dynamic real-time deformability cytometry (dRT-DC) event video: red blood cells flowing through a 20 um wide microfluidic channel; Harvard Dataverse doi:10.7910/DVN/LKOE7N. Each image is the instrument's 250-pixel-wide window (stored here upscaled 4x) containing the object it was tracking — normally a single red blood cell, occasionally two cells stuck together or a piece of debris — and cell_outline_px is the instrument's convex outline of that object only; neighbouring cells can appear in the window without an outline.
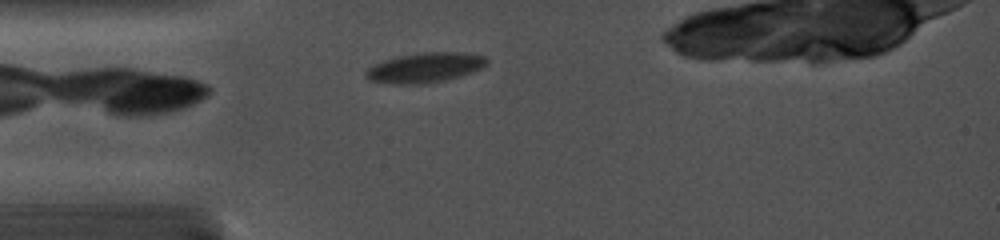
{"species": "common noctule bat (a hibernating species)", "species_latin": "Nyctalus noctula", "temperature_condition": "cold", "stored_images_in_passage": 57, "camera_frame_rate_fps": 5000, "um_per_image_px": 0.085, "animal": {"sex": "female", "body_mass_g": 19.0, "forearm_length_mm": 56.7}, "frame": {"image": 1, "passage_image": 4, "time_ms": 0.8, "image_size_px": [1000, 240], "cell_outline_px": [[488, 64], [472, 72], [460, 76], [444, 80], [424, 84], [396, 84], [372, 80], [364, 76], [364, 72], [368, 68], [376, 64], [400, 56], [420, 52], [464, 52], [484, 56], [488, 60]], "centroid_in_image_um": [36.17, 5.74], "position_along_channel_um": 48.8, "area_um2": 20.81}}
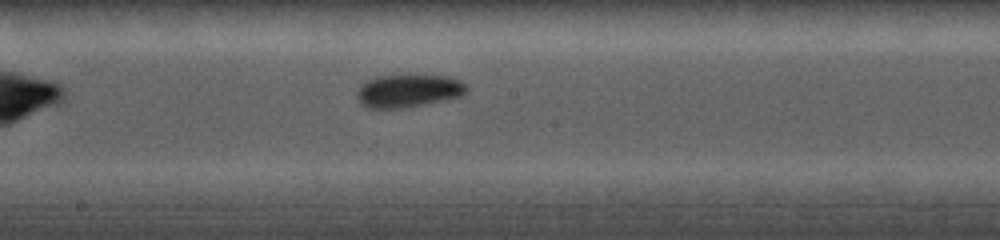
{"frame": {"image": 2, "passage_image": 25, "time_ms": 5.2, "image_size_px": [1000, 240], "cell_outline_px": [[468, 92], [460, 96], [444, 100], [404, 108], [368, 108], [360, 104], [356, 96], [356, 92], [368, 80], [376, 76], [448, 76], [460, 80], [468, 88]], "centroid_in_image_um": [34.71, 7.73], "position_along_channel_um": 213.5, "area_um2": 20.81}}
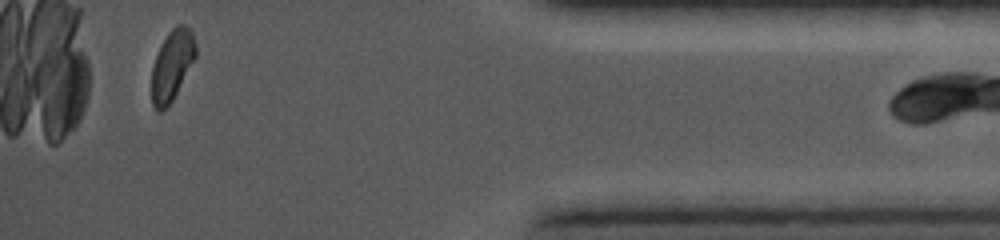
{"frame": {"image": 3, "passage_image": 55, "time_ms": 11.2, "image_size_px": [1000, 240], "cell_outline_px": [[196, 56], [172, 100], [160, 112], [156, 112], [152, 104], [152, 64], [156, 52], [160, 44], [168, 32], [176, 24], [184, 24], [192, 32], [196, 44]], "centroid_in_image_um": [14.6, 5.5], "position_along_channel_um": 420.6, "area_um2": 18.09}}